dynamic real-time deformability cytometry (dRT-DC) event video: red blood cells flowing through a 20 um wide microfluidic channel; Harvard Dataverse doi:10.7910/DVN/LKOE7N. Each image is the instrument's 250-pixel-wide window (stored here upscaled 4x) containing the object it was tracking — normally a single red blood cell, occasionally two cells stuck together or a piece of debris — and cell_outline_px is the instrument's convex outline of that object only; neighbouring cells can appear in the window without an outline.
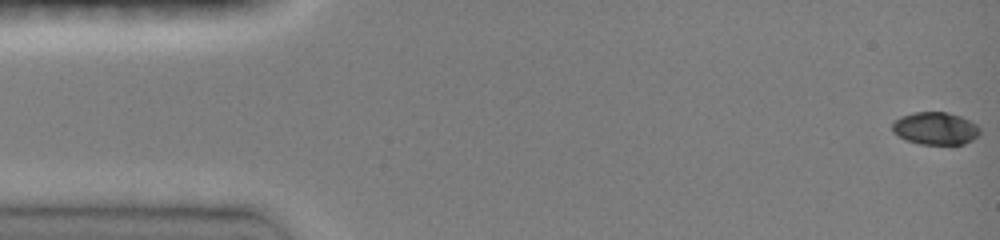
{"species": "common noctule bat (a hibernating species)", "species_latin": "Nyctalus noctula", "temperature_condition": "room temperature", "stored_images_in_passage": 47, "camera_frame_rate_fps": 3000, "um_per_image_px": 0.085, "animal": {"sex": "female", "body_mass_g": 19.0, "forearm_length_mm": 51.5}, "frame": {"image": 1, "passage_image": 1, "time_ms": 0.0, "image_size_px": [1000, 240], "cell_outline_px": [[980, 132], [972, 140], [964, 144], [920, 144], [908, 140], [892, 132], [892, 124], [900, 116], [912, 112], [948, 112], [960, 116], [976, 124], [980, 128]], "centroid_in_image_um": [79.5, 10.9], "position_along_channel_um": 5.5, "area_um2": 16.53}}
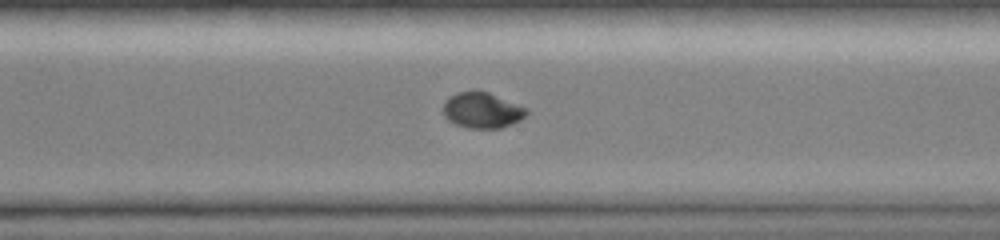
{"frame": {"image": 2, "passage_image": 34, "time_ms": 11.0, "image_size_px": [1000, 240], "cell_outline_px": [[528, 112], [520, 120], [500, 128], [468, 128], [456, 124], [448, 120], [444, 116], [444, 100], [448, 96], [456, 92], [488, 92], [528, 108]], "centroid_in_image_um": [40.97, 9.37], "position_along_channel_um": 329.6, "area_um2": 17.17}}
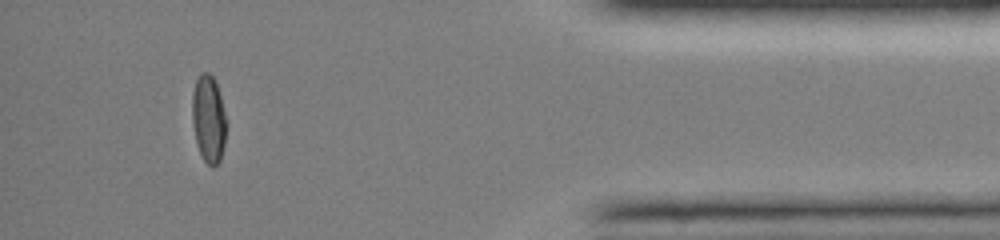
{"frame": {"image": 3, "passage_image": 43, "time_ms": 14.0, "image_size_px": [1000, 240], "cell_outline_px": [[224, 144], [220, 160], [212, 168], [204, 160], [200, 152], [196, 140], [192, 124], [192, 92], [196, 80], [200, 72], [208, 72], [216, 80], [224, 112]], "centroid_in_image_um": [17.69, 10.06], "position_along_channel_um": 417.5, "area_um2": 17.11}, "authors_computed_cell_mechanics": {"area_um2": 17.6868, "velocity_mm_per_s": 4.132, "shape_relaxation_time_tau1_ms": 4.4841, "shape_relaxation_time_tau2_ms": null, "deformation_change_tau1": 0.1765, "deformation_change_tau2": null}}